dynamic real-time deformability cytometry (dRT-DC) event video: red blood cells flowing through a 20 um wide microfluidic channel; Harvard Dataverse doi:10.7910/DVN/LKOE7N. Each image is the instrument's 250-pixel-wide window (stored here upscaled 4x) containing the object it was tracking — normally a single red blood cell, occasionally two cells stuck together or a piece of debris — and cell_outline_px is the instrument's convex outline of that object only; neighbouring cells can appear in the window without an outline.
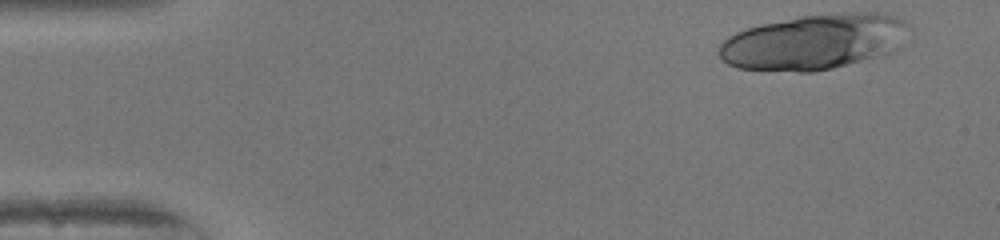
{"species": "human", "species_latin": "Homo sapiens", "temperature_condition": "warm", "stored_images_in_passage": 41, "segment_of_instrument_passage": [1, 2], "camera_frame_rate_fps": 3000, "um_per_image_px": 0.085, "donor": {"sex": "female"}, "frame": {"image": 1, "passage_image": 1, "time_ms": 0.0, "image_size_px": [1000, 240], "cell_outline_px": [[912, 28], [900, 48], [892, 52], [832, 68], [812, 72], [800, 72], [740, 68], [728, 64], [720, 60], [720, 44], [728, 36], [736, 32], [760, 24], [800, 16], [848, 12], [884, 12], [896, 16], [904, 20]], "centroid_in_image_um": [69.27, 3.54], "position_along_channel_um": 15.7, "area_um2": 61.67}}